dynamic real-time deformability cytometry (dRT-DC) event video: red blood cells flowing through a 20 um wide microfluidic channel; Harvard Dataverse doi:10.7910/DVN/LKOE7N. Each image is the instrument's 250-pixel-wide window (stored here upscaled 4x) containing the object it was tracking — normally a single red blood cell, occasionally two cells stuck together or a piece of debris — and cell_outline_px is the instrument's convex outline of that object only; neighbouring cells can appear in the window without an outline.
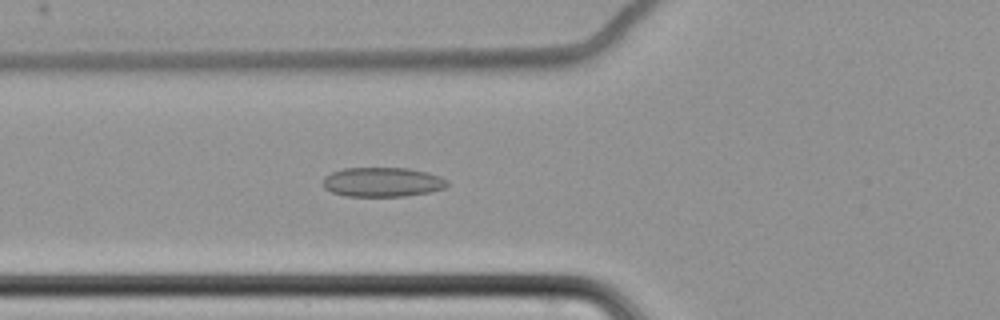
{"species": "common noctule bat (a hibernating species)", "species_latin": "Nyctalus noctula", "temperature_condition": "cold", "stored_images_in_passage": 64, "camera_frame_rate_fps": 3000, "um_per_image_px": 0.085, "animal": {"sex": "female", "body_mass_g": 22.7, "forearm_length_mm": 54.2}, "frame": {"image": 1, "passage_image": 27, "time_ms": 8.667, "image_size_px": [1000, 320], "cell_outline_px": [[448, 184], [444, 188], [428, 192], [404, 196], [344, 196], [332, 192], [324, 188], [324, 176], [332, 172], [344, 168], [408, 168], [428, 172], [440, 176], [448, 180]], "centroid_in_image_um": [32.51, 15.47], "position_along_channel_um": 93.3, "area_um2": 21.33}}
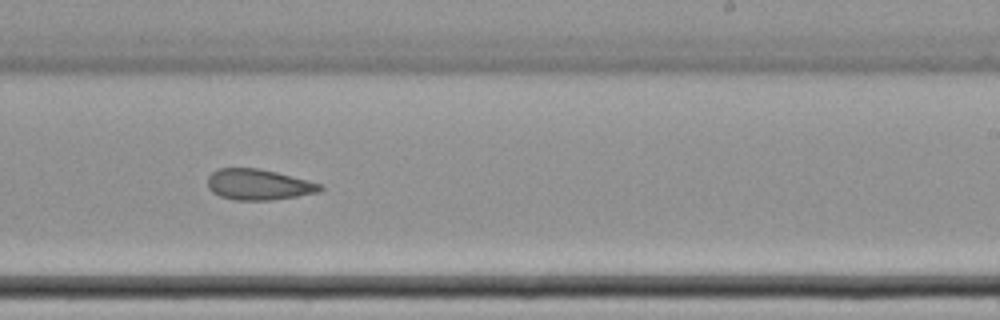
{"frame": {"image": 2, "passage_image": 42, "time_ms": 13.667, "image_size_px": [1000, 320], "cell_outline_px": [[324, 188], [320, 192], [272, 200], [232, 200], [220, 196], [212, 192], [208, 188], [208, 176], [212, 172], [220, 168], [256, 168], [276, 172], [308, 180], [320, 184]], "centroid_in_image_um": [21.96, 15.69], "position_along_channel_um": 267.0, "area_um2": 20.17}}
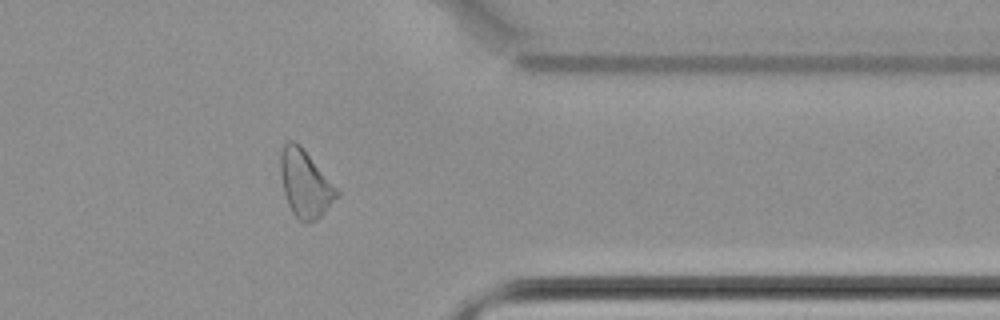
{"frame": {"image": 3, "passage_image": 53, "time_ms": 17.333, "image_size_px": [1000, 320], "cell_outline_px": [[340, 196], [316, 220], [304, 224], [292, 212], [288, 204], [284, 192], [280, 172], [280, 156], [284, 144], [288, 140], [292, 140], [300, 144], [340, 192]], "centroid_in_image_um": [25.94, 15.61], "position_along_channel_um": 385.5, "area_um2": 21.96}, "authors_computed_cell_mechanics": {"area_um2": 22.9466, "velocity_mm_per_s": 3.4759, "shape_relaxation_time_tau1_ms": null, "shape_relaxation_time_tau2_ms": 3.5892, "deformation_change_tau1": null, "deformation_change_tau2": 0.1056}}